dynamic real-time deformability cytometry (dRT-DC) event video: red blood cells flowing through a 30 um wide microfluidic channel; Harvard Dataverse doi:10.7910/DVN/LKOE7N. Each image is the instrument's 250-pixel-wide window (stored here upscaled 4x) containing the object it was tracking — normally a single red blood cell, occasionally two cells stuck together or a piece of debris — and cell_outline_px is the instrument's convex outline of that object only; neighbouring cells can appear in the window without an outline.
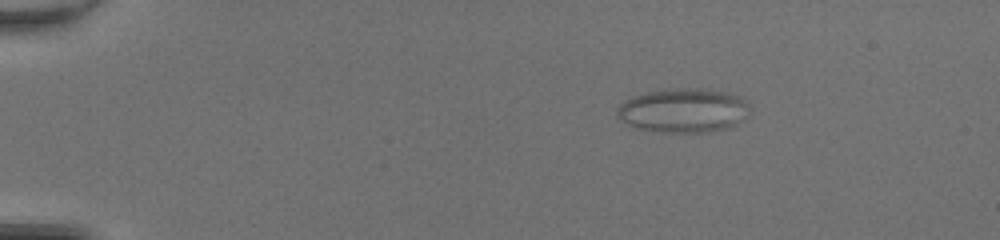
{"species": "common noctule bat (a hibernating species)", "species_latin": "Nyctalus noctula", "temperature_condition": "room temperature", "stored_images_in_passage": 50, "camera_frame_rate_fps": 3000, "um_per_image_px": 0.085, "animal": {"sex": "female", "body_mass_g": 20.0, "forearm_length_mm": 54.0}, "frame": {"image": 1, "passage_image": 9, "time_ms": 2.667, "image_size_px": [1000, 240], "cell_outline_px": [[748, 116], [736, 124], [728, 128], [708, 132], [660, 132], [636, 128], [620, 120], [616, 116], [616, 108], [620, 104], [632, 96], [648, 92], [668, 88], [704, 88], [728, 92], [740, 96], [748, 100]], "centroid_in_image_um": [58.1, 9.38], "position_along_channel_um": 26.9, "area_um2": 34.62}}
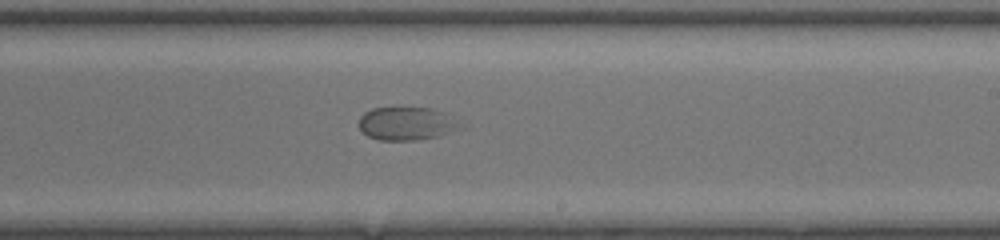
{"frame": {"image": 2, "passage_image": 32, "time_ms": 10.333, "image_size_px": [1000, 240], "cell_outline_px": [[468, 128], [440, 136], [416, 140], [380, 140], [368, 136], [360, 128], [360, 116], [364, 112], [372, 108], [432, 108], [448, 112]], "centroid_in_image_um": [34.7, 10.5], "position_along_channel_um": 254.3, "area_um2": 20.11}}
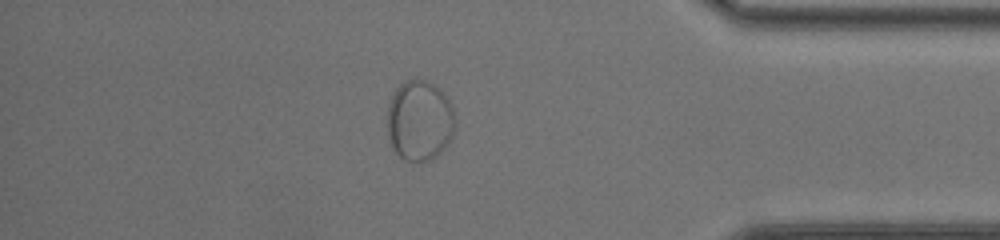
{"frame": {"image": 3, "passage_image": 44, "time_ms": 14.333, "image_size_px": [1000, 240], "cell_outline_px": [[456, 124], [452, 140], [432, 160], [404, 160], [392, 148], [388, 140], [388, 104], [396, 88], [404, 80], [416, 76], [428, 80], [440, 88], [448, 96], [452, 104], [456, 120]], "centroid_in_image_um": [35.7, 10.19], "position_along_channel_um": 399.5, "area_um2": 32.71}}